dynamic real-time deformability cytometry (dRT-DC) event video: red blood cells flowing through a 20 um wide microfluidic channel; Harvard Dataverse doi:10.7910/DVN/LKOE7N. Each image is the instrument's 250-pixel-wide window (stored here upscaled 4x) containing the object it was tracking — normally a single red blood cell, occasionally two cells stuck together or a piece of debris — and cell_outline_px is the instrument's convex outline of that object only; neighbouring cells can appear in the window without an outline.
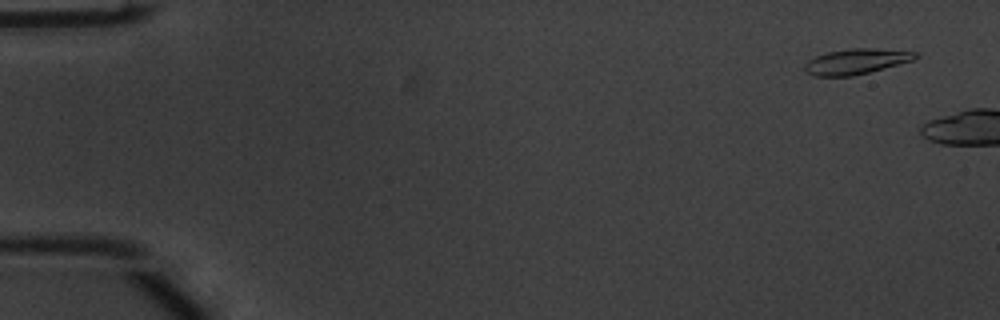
{"species": "common noctule bat (a hibernating species)", "species_latin": "Nyctalus noctula", "temperature_condition": "warm", "stored_images_in_passage": 6, "camera_frame_rate_fps": 3000, "um_per_image_px": 0.085, "animal": {"sex": "male", "body_mass_g": 20.1, "forearm_length_mm": 53.5}, "frame": {"image": 1, "passage_image": 3, "time_ms": 0.667, "image_size_px": [1000, 320], "cell_outline_px": [[920, 56], [912, 60], [868, 72], [852, 76], [816, 76], [808, 72], [804, 68], [804, 64], [808, 60], [816, 56], [828, 52], [852, 48], [872, 48], [920, 52]], "centroid_in_image_um": [72.79, 5.21], "position_along_channel_um": 12.2, "area_um2": 16.18}}